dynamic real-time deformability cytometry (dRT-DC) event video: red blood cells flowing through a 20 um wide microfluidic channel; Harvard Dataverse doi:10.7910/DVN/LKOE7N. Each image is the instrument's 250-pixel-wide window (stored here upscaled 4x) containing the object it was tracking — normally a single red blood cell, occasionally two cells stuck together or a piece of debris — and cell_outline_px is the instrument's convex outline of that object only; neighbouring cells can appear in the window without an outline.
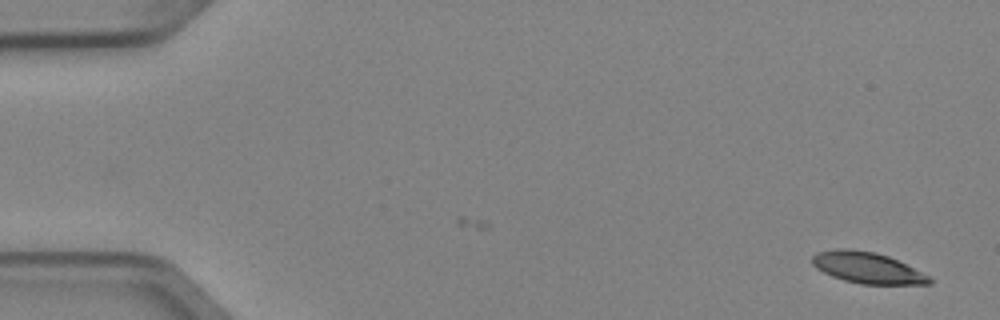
{"species": "Egyptian fruit bat (a non-hibernating species)", "species_latin": "Rousettus aegyptiacus", "temperature_condition": "cold", "stored_images_in_passage": 2, "camera_frame_rate_fps": 3000, "um_per_image_px": 0.085, "animal": {"sex": "female"}, "frame": {"image": 1, "passage_image": 2, "time_ms": 0.333, "image_size_px": [1000, 320], "cell_outline_px": [[932, 284], [860, 284], [844, 280], [832, 276], [816, 268], [812, 264], [812, 256], [820, 252], [836, 248], [848, 248], [876, 252], [888, 256], [928, 276], [932, 280]], "centroid_in_image_um": [73.68, 22.75], "position_along_channel_um": 11.3, "area_um2": 20.98}}